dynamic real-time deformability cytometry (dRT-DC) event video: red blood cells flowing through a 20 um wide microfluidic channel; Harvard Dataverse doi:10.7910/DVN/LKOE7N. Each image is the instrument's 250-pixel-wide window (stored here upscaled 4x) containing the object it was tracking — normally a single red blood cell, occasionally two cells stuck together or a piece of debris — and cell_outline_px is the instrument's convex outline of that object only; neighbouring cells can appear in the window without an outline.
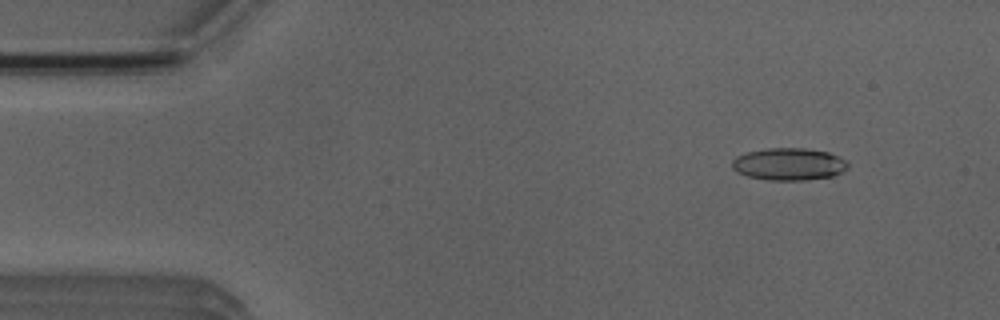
{"species": "Egyptian fruit bat (a non-hibernating species)", "species_latin": "Rousettus aegyptiacus", "temperature_condition": "room temperature", "stored_images_in_passage": 4, "camera_frame_rate_fps": 3000, "um_per_image_px": 0.085, "animal": {"sex": "male"}, "frame": {"image": 1, "passage_image": 2, "time_ms": 1.333, "image_size_px": [1000, 320], "cell_outline_px": [[848, 168], [832, 176], [804, 180], [768, 180], [748, 176], [736, 172], [732, 168], [732, 160], [736, 156], [744, 152], [768, 148], [804, 148], [828, 152], [848, 160]], "centroid_in_image_um": [67.03, 13.94], "position_along_channel_um": 18.0, "area_um2": 21.91}}
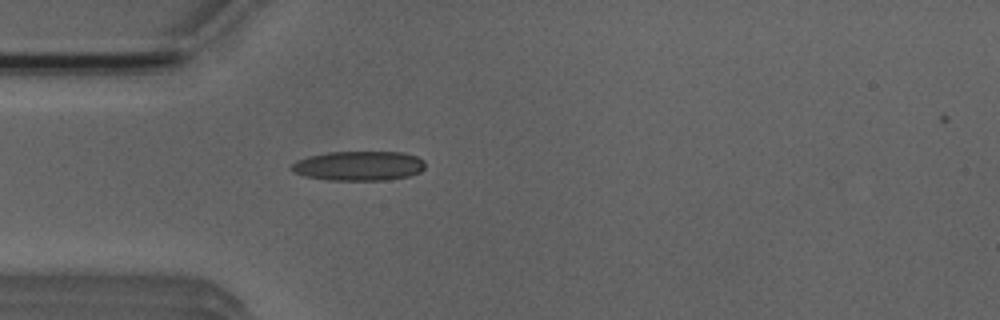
{"frame": {"image": 2, "passage_image": 4, "time_ms": 4.333, "image_size_px": [1000, 320], "cell_outline_px": [[424, 168], [420, 172], [408, 176], [384, 180], [328, 180], [304, 176], [288, 168], [296, 160], [308, 156], [328, 152], [404, 152], [416, 156], [424, 160]], "centroid_in_image_um": [30.48, 14.09], "position_along_channel_um": 54.5, "area_um2": 23.06}}